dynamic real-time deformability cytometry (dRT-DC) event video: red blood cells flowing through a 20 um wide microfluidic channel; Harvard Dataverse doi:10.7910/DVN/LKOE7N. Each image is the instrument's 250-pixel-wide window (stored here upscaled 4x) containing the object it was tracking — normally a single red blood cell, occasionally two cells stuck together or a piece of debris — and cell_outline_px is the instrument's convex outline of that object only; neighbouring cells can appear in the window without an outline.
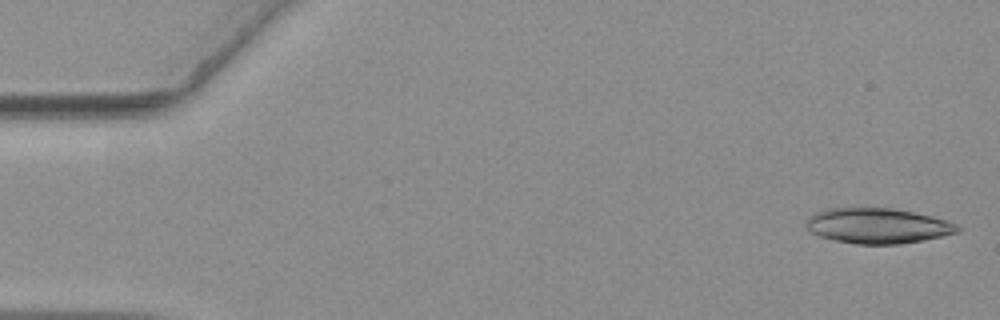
{"species": "common noctule bat (a hibernating species)", "species_latin": "Nyctalus noctula", "temperature_condition": "warm", "stored_images_in_passage": 55, "camera_frame_rate_fps": 3000, "um_per_image_px": 0.085, "animal": {"sex": "female", "body_mass_g": 19.3, "forearm_length_mm": 54.1}, "frame": {"image": 1, "passage_image": 2, "time_ms": 0.333, "image_size_px": [1000, 320], "cell_outline_px": [[960, 232], [900, 244], [856, 244], [836, 240], [820, 236], [812, 232], [804, 224], [808, 216], [816, 212], [828, 208], [892, 208], [932, 216], [956, 224], [960, 228]], "centroid_in_image_um": [74.57, 19.18], "position_along_channel_um": 10.4, "area_um2": 30.87}}